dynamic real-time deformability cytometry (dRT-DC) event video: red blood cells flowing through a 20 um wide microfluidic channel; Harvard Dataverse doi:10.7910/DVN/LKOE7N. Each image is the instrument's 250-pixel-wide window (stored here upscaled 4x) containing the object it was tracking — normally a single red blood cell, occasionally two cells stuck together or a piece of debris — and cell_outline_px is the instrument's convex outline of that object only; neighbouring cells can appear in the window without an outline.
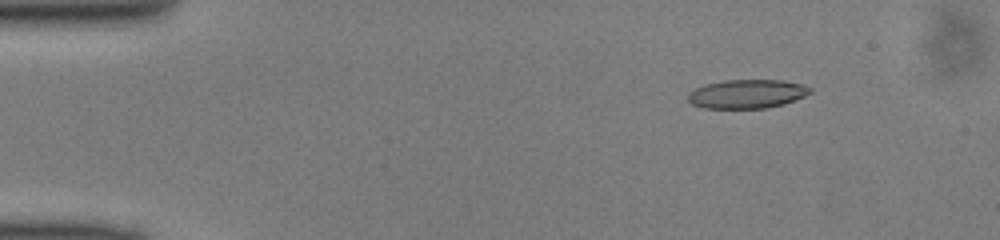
{"species": "common noctule bat (a hibernating species)", "species_latin": "Nyctalus noctula", "temperature_condition": "cold", "stored_images_in_passage": 50, "camera_frame_rate_fps": 3000, "um_per_image_px": 0.085, "animal": {"sex": "male", "body_mass_g": 13.0, "forearm_length_mm": 53.1}, "frame": {"image": 1, "passage_image": 7, "time_ms": 2.0, "image_size_px": [1000, 240], "cell_outline_px": [[812, 92], [804, 96], [784, 104], [764, 108], [704, 108], [692, 104], [688, 100], [688, 92], [704, 84], [724, 80], [780, 80], [804, 84], [812, 88]], "centroid_in_image_um": [63.5, 7.97], "position_along_channel_um": 21.5, "area_um2": 20.58}}
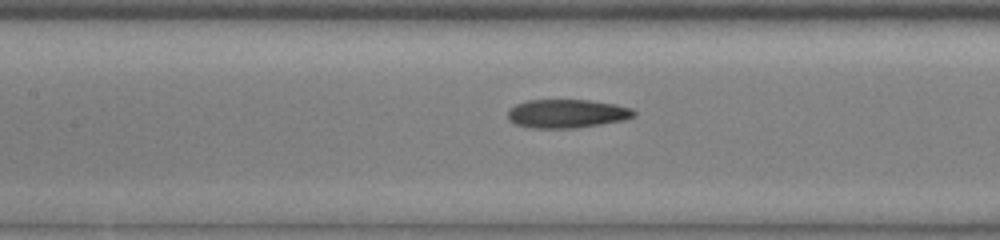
{"frame": {"image": 2, "passage_image": 23, "time_ms": 7.333, "image_size_px": [1000, 240], "cell_outline_px": [[636, 116], [624, 120], [600, 124], [572, 128], [536, 128], [516, 124], [508, 116], [508, 112], [516, 104], [528, 100], [588, 100], [616, 104], [632, 108], [636, 112]], "centroid_in_image_um": [48.25, 9.65], "position_along_channel_um": 159.1, "area_um2": 20.81}}
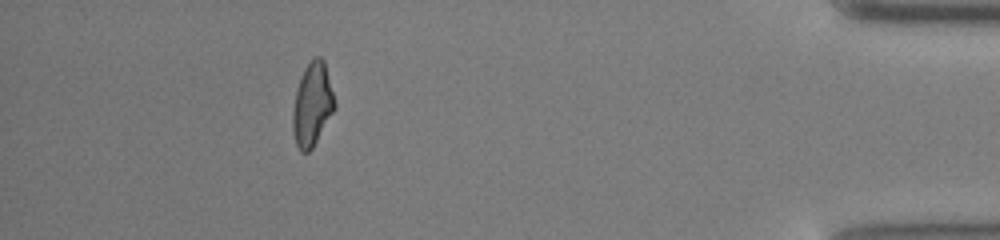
{"frame": {"image": 3, "passage_image": 45, "time_ms": 14.667, "image_size_px": [1000, 240], "cell_outline_px": [[336, 108], [312, 148], [308, 152], [300, 152], [296, 144], [292, 128], [292, 112], [296, 92], [300, 76], [308, 64], [316, 56], [320, 56], [324, 60], [336, 104]], "centroid_in_image_um": [26.54, 8.9], "position_along_channel_um": 408.7, "area_um2": 20.23}}